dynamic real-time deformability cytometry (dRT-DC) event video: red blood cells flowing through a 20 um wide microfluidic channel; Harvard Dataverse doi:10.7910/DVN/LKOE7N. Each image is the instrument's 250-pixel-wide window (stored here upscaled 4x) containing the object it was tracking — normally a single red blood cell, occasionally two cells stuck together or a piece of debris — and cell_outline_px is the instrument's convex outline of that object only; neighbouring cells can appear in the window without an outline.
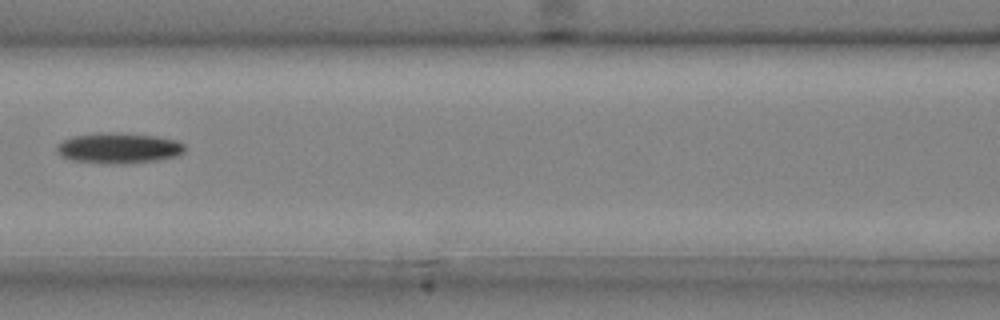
{"species": "common noctule bat (a hibernating species)", "species_latin": "Nyctalus noctula", "temperature_condition": "cold", "stored_images_in_passage": 6, "camera_frame_rate_fps": 3000, "um_per_image_px": 0.085, "animal": {"sex": "male", "body_mass_g": 20.4}, "frame": {"image": 1, "passage_image": 6, "time_ms": 1.667, "image_size_px": [1000, 320], "cell_outline_px": [[184, 152], [180, 156], [156, 160], [112, 164], [72, 160], [60, 156], [56, 152], [56, 148], [64, 140], [72, 136], [112, 132], [156, 136], [176, 140], [184, 144]], "centroid_in_image_um": [10.1, 12.59], "position_along_channel_um": 156.5, "area_um2": 22.54}}